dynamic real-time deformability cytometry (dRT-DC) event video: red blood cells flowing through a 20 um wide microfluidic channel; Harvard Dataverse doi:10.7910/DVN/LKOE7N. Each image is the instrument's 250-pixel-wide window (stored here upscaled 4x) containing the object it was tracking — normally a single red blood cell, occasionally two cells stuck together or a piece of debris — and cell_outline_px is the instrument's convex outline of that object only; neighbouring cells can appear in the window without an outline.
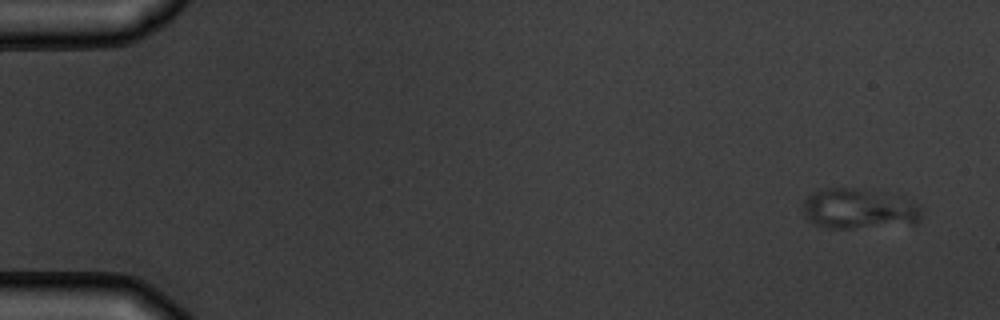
{"species": "common noctule bat (a hibernating species)", "species_latin": "Nyctalus noctula", "temperature_condition": "warm", "stored_images_in_passage": 4, "segment_of_instrument_passage": [1, 2], "camera_frame_rate_fps": 3000, "um_per_image_px": 0.085, "animal": {"sex": "male", "body_mass_g": 19.5, "forearm_length_mm": 54.6}, "frame": {"image": 1, "passage_image": 1, "time_ms": 0.0, "image_size_px": [1000, 320], "cell_outline_px": [[920, 220], [916, 224], [852, 228], [832, 228], [816, 224], [808, 220], [804, 216], [804, 200], [812, 192], [828, 188], [856, 188], [916, 204], [920, 208]], "centroid_in_image_um": [72.93, 17.79], "position_along_channel_um": 12.1, "area_um2": 26.88}}